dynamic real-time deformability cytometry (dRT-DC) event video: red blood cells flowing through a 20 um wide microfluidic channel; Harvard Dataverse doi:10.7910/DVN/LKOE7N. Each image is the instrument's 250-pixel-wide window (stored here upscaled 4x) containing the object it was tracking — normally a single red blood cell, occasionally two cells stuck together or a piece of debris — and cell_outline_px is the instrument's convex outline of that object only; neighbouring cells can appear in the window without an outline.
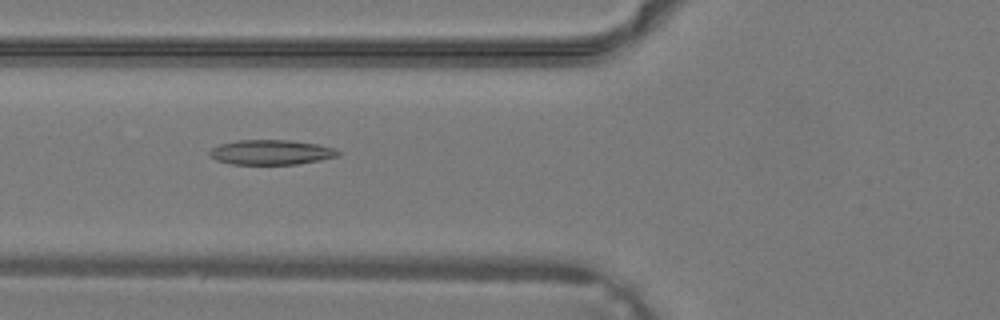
{"species": "common noctule bat (a hibernating species)", "species_latin": "Nyctalus noctula", "temperature_condition": "warm", "stored_images_in_passage": 40, "camera_frame_rate_fps": 3000, "um_per_image_px": 0.085, "animal": {"sex": "male", "body_mass_g": 19.2, "forearm_length_mm": 51.8}, "frame": {"image": 1, "passage_image": 16, "time_ms": 5.0, "image_size_px": [1000, 320], "cell_outline_px": [[340, 156], [320, 160], [296, 164], [232, 164], [216, 160], [208, 156], [208, 152], [212, 148], [220, 144], [236, 140], [288, 140], [316, 144], [332, 148], [340, 152]], "centroid_in_image_um": [23.0, 12.94], "position_along_channel_um": 102.8, "area_um2": 18.55}}
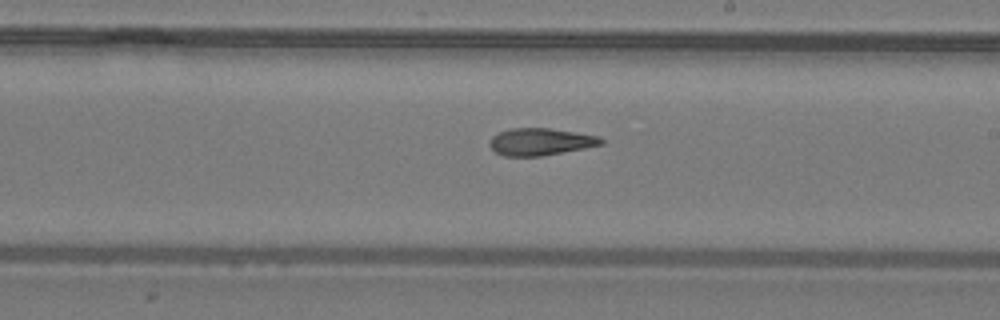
{"frame": {"image": 2, "passage_image": 24, "time_ms": 7.667, "image_size_px": [1000, 320], "cell_outline_px": [[604, 144], [584, 148], [540, 156], [504, 156], [496, 152], [488, 144], [492, 136], [500, 132], [512, 128], [548, 128], [596, 136], [604, 140]], "centroid_in_image_um": [45.9, 12.05], "position_along_channel_um": 243.1, "area_um2": 17.34}}
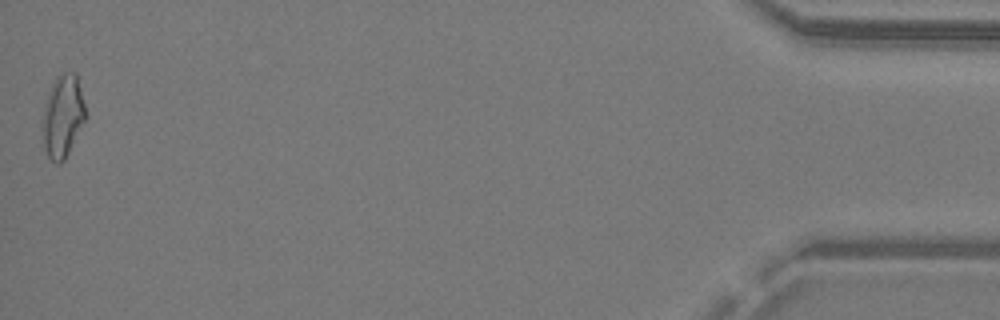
{"frame": {"image": 3, "passage_image": 40, "time_ms": 13.0, "image_size_px": [1000, 320], "cell_outline_px": [[88, 116], [64, 160], [60, 164], [56, 164], [48, 156], [44, 148], [40, 128], [40, 124], [48, 92], [56, 76], [64, 72], [76, 72]], "centroid_in_image_um": [5.32, 9.88], "position_along_channel_um": 429.9, "area_um2": 21.21}}